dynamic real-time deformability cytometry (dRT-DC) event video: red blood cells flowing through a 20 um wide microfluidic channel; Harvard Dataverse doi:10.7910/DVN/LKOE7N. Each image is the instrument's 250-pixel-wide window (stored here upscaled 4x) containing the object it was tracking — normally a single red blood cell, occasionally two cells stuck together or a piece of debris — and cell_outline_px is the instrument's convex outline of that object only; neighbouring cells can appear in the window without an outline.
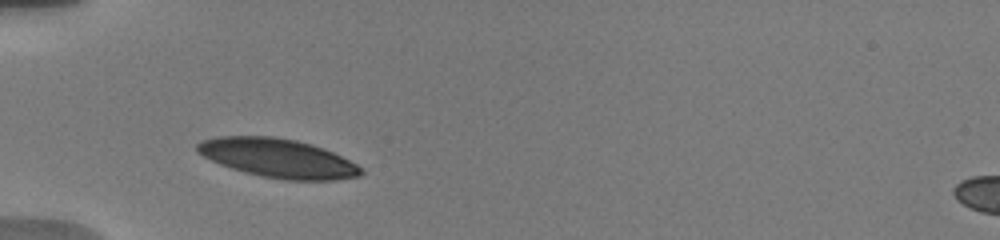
{"species": "human", "species_latin": "Homo sapiens", "temperature_condition": "warm", "stored_images_in_passage": 39, "camera_frame_rate_fps": 3000, "um_per_image_px": 0.085, "donor": {"sex": "male"}, "frame": {"image": 1, "passage_image": 1, "time_ms": 0.0, "image_size_px": [1000, 240], "cell_outline_px": [[364, 172], [360, 176], [336, 180], [284, 180], [244, 172], [220, 164], [196, 152], [196, 144], [204, 140], [216, 136], [272, 136], [296, 140], [312, 144], [332, 152], [356, 164]], "centroid_in_image_um": [23.61, 13.44], "position_along_channel_um": 61.4, "area_um2": 36.88}}
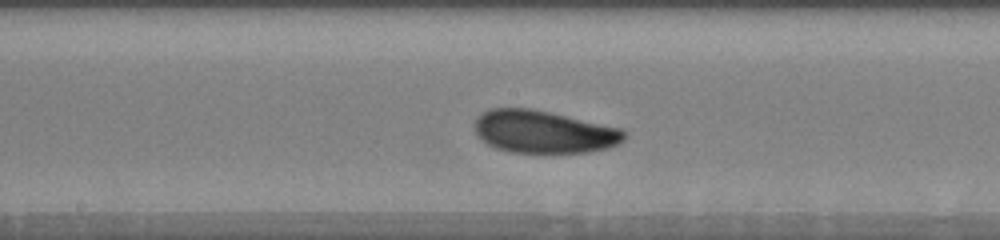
{"frame": {"image": 2, "passage_image": 11, "time_ms": 4.0, "image_size_px": [1000, 240], "cell_outline_px": [[624, 140], [608, 148], [588, 152], [512, 152], [496, 148], [488, 144], [476, 132], [476, 120], [484, 112], [492, 108], [532, 108], [620, 128], [624, 132]], "centroid_in_image_um": [46.22, 11.2], "position_along_channel_um": 202.0, "area_um2": 36.47}}
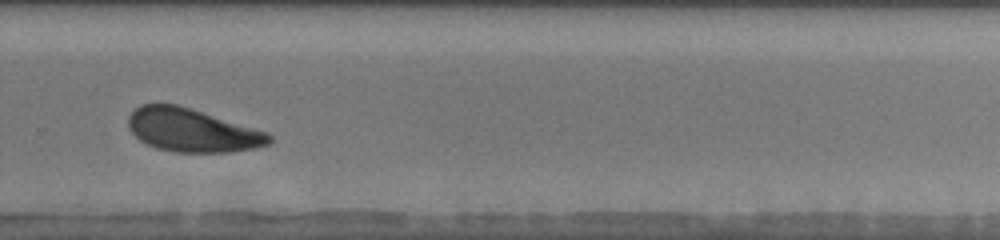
{"frame": {"image": 3, "passage_image": 19, "time_ms": 7.0, "image_size_px": [1000, 240], "cell_outline_px": [[272, 140], [268, 144], [252, 148], [228, 152], [176, 152], [156, 148], [140, 140], [128, 128], [128, 116], [140, 104], [176, 104], [268, 132], [272, 136]], "centroid_in_image_um": [16.31, 11.07], "position_along_channel_um": 313.5, "area_um2": 35.14}, "authors_computed_cell_mechanics": {"area_um2": 35.6048, "velocity_mm_per_s": 3.7301, "shape_relaxation_time_tau1_ms": 2.7708, "shape_relaxation_time_tau2_ms": 10.1905, "deformation_change_tau1": 0.1038, "deformation_change_tau2": 0.1767}}